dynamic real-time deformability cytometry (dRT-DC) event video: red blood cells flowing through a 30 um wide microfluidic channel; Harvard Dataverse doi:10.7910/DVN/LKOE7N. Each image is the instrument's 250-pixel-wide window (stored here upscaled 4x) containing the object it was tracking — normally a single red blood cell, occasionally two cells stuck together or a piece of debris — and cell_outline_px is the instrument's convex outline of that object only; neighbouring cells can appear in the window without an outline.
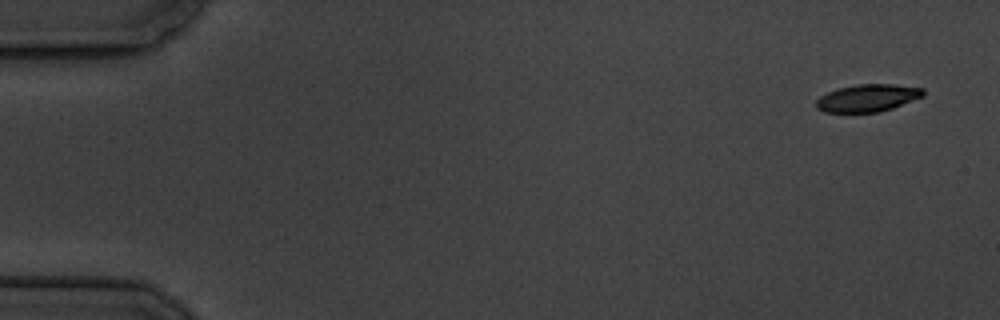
{"species": "common noctule bat (a hibernating species)", "species_latin": "Nyctalus noctula", "temperature_condition": "cold", "stored_images_in_passage": 9, "camera_frame_rate_fps": 3000, "um_per_image_px": 0.085, "animal": {"sex": "male", "body_mass_g": 19.5, "forearm_length_mm": 54.6}, "frame": {"image": 1, "passage_image": 1, "time_ms": 0.0, "image_size_px": [1000, 320], "cell_outline_px": [[924, 96], [892, 108], [880, 112], [824, 112], [816, 108], [816, 100], [820, 96], [836, 88], [856, 84], [892, 84], [924, 88]], "centroid_in_image_um": [73.73, 8.32], "position_along_channel_um": 11.3, "area_um2": 17.17}}
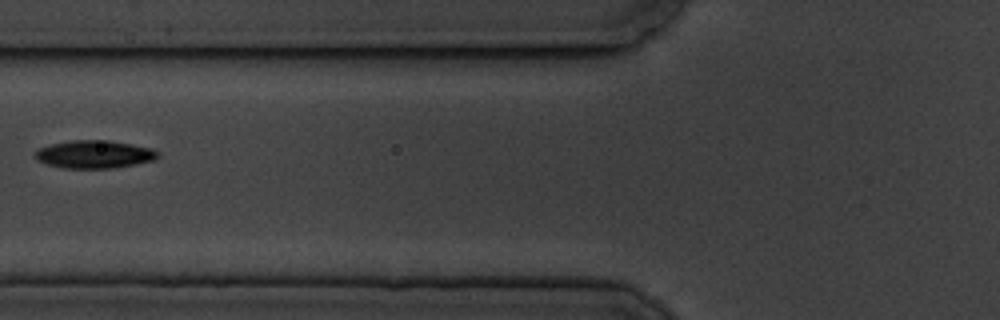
{"frame": {"image": 2, "passage_image": 7, "time_ms": 7.0, "image_size_px": [1000, 320], "cell_outline_px": [[160, 156], [152, 160], [116, 168], [64, 168], [48, 164], [36, 160], [32, 156], [36, 148], [52, 144], [72, 140], [108, 140], [132, 144], [152, 148], [160, 152]], "centroid_in_image_um": [7.99, 13.11], "position_along_channel_um": 117.8, "area_um2": 20.11}}
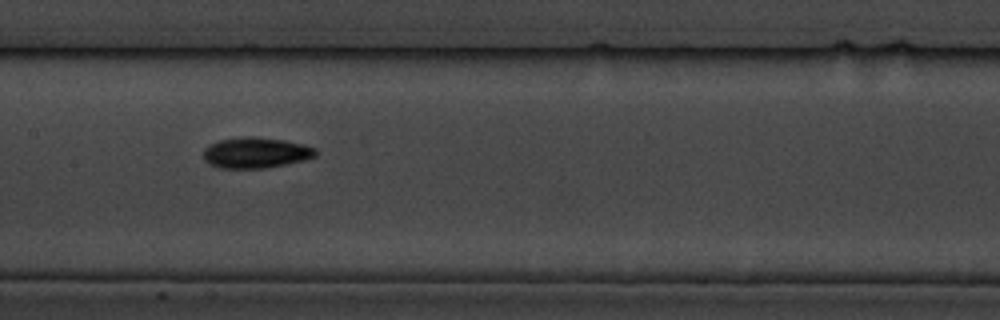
{"frame": {"image": 3, "passage_image": 9, "time_ms": 9.0, "image_size_px": [1000, 320], "cell_outline_px": [[316, 156], [304, 160], [264, 168], [220, 168], [208, 164], [204, 160], [204, 148], [208, 144], [220, 140], [244, 136], [256, 136], [284, 140], [304, 144], [316, 148]], "centroid_in_image_um": [21.72, 12.97], "position_along_channel_um": 185.7, "area_um2": 20.23}}